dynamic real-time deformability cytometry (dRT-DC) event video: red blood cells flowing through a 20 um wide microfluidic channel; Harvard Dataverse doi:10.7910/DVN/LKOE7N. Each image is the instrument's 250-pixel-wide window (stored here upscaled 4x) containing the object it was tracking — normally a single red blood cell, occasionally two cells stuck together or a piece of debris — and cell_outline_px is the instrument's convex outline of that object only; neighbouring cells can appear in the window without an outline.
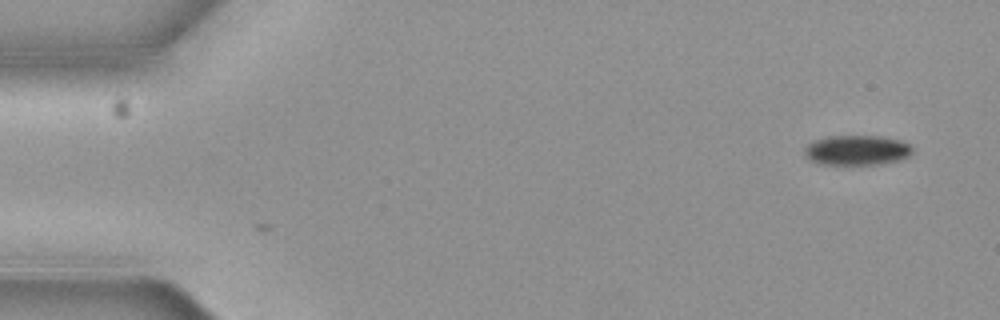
{"species": "common noctule bat (a hibernating species)", "species_latin": "Nyctalus noctula", "temperature_condition": "cold", "stored_images_in_passage": 3, "segment_of_instrument_passage": [2, 2], "camera_frame_rate_fps": 3000, "um_per_image_px": 0.085, "animal": {"sex": "female", "body_mass_g": 19.3, "forearm_length_mm": 54.1}, "frame": {"image": 1, "passage_image": 3, "time_ms": 0.667, "image_size_px": [1000, 320], "cell_outline_px": [[912, 152], [908, 156], [900, 160], [880, 164], [820, 164], [808, 160], [804, 156], [804, 148], [808, 144], [816, 140], [828, 136], [880, 136], [900, 140], [908, 144], [912, 148]], "centroid_in_image_um": [72.8, 12.77], "position_along_channel_um": 12.2, "area_um2": 18.84}}